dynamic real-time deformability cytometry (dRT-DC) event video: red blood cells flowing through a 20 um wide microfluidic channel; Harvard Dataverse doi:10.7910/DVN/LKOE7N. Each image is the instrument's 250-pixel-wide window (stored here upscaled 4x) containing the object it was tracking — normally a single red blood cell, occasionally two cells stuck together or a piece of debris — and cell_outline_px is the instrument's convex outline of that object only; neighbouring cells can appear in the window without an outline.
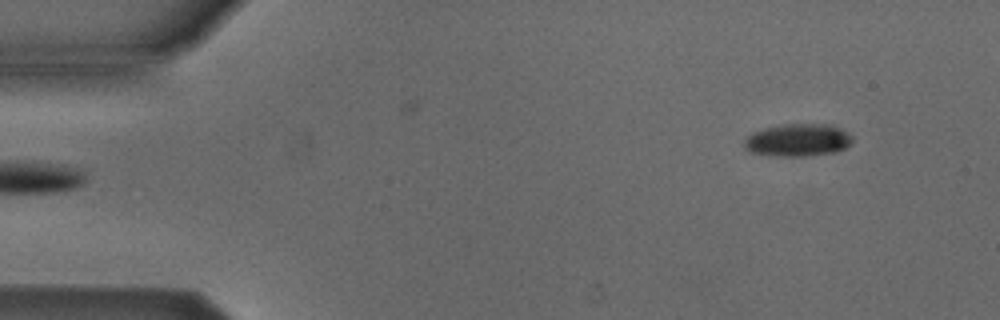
{"species": "Egyptian fruit bat (a non-hibernating species)", "species_latin": "Rousettus aegyptiacus", "temperature_condition": "cold", "stored_images_in_passage": 49, "camera_frame_rate_fps": 3000, "um_per_image_px": 0.085, "animal": {"sex": "male"}, "frame": {"image": 1, "passage_image": 1, "time_ms": 0.0, "image_size_px": [1000, 320], "cell_outline_px": [[852, 140], [844, 148], [832, 152], [804, 156], [772, 156], [752, 152], [744, 148], [744, 140], [752, 132], [764, 128], [784, 124], [828, 124], [852, 136]], "centroid_in_image_um": [67.74, 11.91], "position_along_channel_um": 17.3, "area_um2": 20.17}}
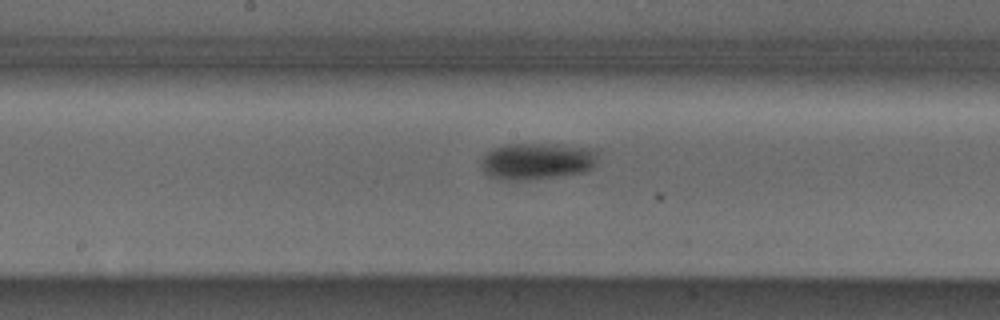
{"frame": {"image": 2, "passage_image": 23, "time_ms": 7.333, "image_size_px": [1000, 320], "cell_outline_px": [[600, 148], [596, 164], [592, 168], [584, 172], [528, 180], [500, 180], [488, 176], [484, 172], [480, 164], [484, 156], [492, 148], [508, 144], [556, 144]], "centroid_in_image_um": [45.7, 13.69], "position_along_channel_um": 202.5, "area_um2": 25.43}}
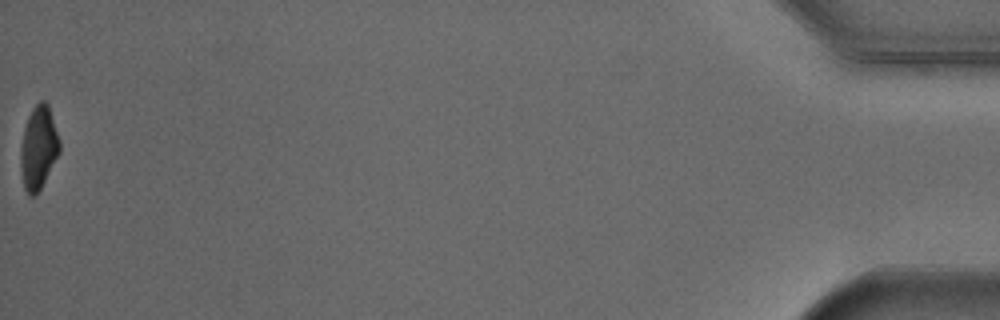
{"frame": {"image": 3, "passage_image": 49, "time_ms": 16.0, "image_size_px": [1000, 320], "cell_outline_px": [[60, 152], [36, 196], [28, 196], [24, 188], [20, 168], [20, 148], [24, 128], [28, 116], [32, 108], [40, 100], [44, 100], [48, 104], [60, 140]], "centroid_in_image_um": [3.26, 12.56], "position_along_channel_um": 431.9, "area_um2": 19.02}, "authors_computed_cell_mechanics": {"area_um2": 22.0218, "velocity_mm_per_s": 3.8707, "shape_relaxation_time_tau1_ms": 2.2638, "shape_relaxation_time_tau2_ms": null, "deformation_change_tau1": 0.085, "deformation_change_tau2": null}}